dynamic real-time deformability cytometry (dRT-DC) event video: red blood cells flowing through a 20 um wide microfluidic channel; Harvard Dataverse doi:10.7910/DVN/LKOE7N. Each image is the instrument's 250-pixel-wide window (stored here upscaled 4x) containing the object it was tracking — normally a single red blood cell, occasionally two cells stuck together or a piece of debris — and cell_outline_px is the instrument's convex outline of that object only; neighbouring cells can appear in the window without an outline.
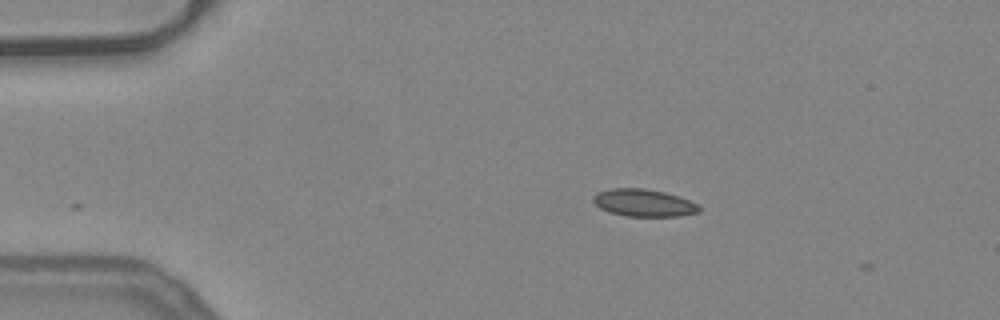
{"species": "common noctule bat (a hibernating species)", "species_latin": "Nyctalus noctula", "temperature_condition": "warm", "stored_images_in_passage": 4, "camera_frame_rate_fps": 3000, "um_per_image_px": 0.085, "animal": {"sex": "female", "body_mass_g": 24.6, "forearm_length_mm": 56.2}, "frame": {"image": 1, "passage_image": 3, "time_ms": 0.667, "image_size_px": [1000, 320], "cell_outline_px": [[700, 212], [680, 216], [624, 216], [608, 212], [600, 208], [592, 200], [592, 196], [596, 192], [608, 188], [644, 188], [664, 192], [700, 204]], "centroid_in_image_um": [54.68, 17.24], "position_along_channel_um": 30.3, "area_um2": 17.05}}